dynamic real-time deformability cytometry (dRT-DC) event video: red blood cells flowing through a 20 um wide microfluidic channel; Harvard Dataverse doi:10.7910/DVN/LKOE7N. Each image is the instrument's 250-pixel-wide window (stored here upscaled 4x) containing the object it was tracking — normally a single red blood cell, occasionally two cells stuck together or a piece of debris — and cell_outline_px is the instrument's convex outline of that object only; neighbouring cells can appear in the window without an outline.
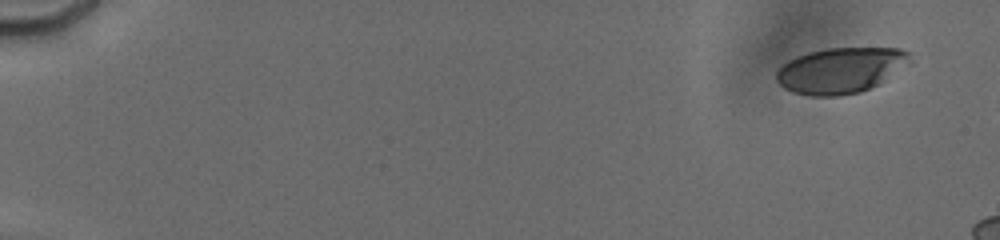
{"species": "human", "species_latin": "Homo sapiens", "temperature_condition": "cold", "stored_images_in_passage": 6, "camera_frame_rate_fps": 3000, "um_per_image_px": 0.085, "donor": {"sex": "male"}, "frame": {"image": 1, "passage_image": 2, "time_ms": 0.667, "image_size_px": [1000, 240], "cell_outline_px": [[912, 60], [876, 84], [860, 92], [836, 96], [812, 96], [792, 92], [784, 88], [776, 80], [776, 72], [788, 60], [808, 52], [828, 48], [900, 48], [908, 52]], "centroid_in_image_um": [71.4, 5.97], "position_along_channel_um": 13.6, "area_um2": 34.97}}